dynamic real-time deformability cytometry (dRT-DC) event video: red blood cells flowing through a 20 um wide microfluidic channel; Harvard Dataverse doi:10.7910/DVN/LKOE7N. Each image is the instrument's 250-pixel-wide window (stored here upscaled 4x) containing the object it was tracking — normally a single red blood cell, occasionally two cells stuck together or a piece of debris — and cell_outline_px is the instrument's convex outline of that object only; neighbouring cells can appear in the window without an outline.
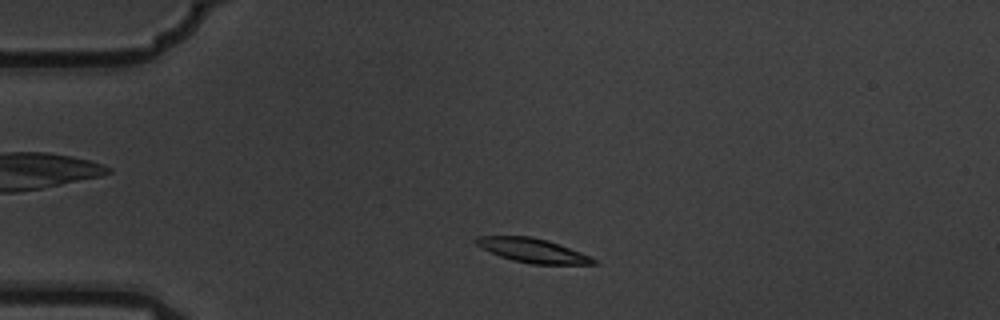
{"species": "common noctule bat (a hibernating species)", "species_latin": "Nyctalus noctula", "temperature_condition": "warm", "stored_images_in_passage": 2, "camera_frame_rate_fps": 3000, "um_per_image_px": 0.085, "animal": {"sex": "male", "body_mass_g": 19.5, "forearm_length_mm": 54.6}, "frame": {"image": 1, "passage_image": 1, "time_ms": 0.0, "image_size_px": [1000, 320], "cell_outline_px": [[600, 264], [532, 264], [512, 260], [500, 256], [476, 244], [472, 240], [476, 236], [532, 236], [548, 240], [580, 252], [596, 260]], "centroid_in_image_um": [45.26, 21.28], "position_along_channel_um": 39.7, "area_um2": 16.36}}